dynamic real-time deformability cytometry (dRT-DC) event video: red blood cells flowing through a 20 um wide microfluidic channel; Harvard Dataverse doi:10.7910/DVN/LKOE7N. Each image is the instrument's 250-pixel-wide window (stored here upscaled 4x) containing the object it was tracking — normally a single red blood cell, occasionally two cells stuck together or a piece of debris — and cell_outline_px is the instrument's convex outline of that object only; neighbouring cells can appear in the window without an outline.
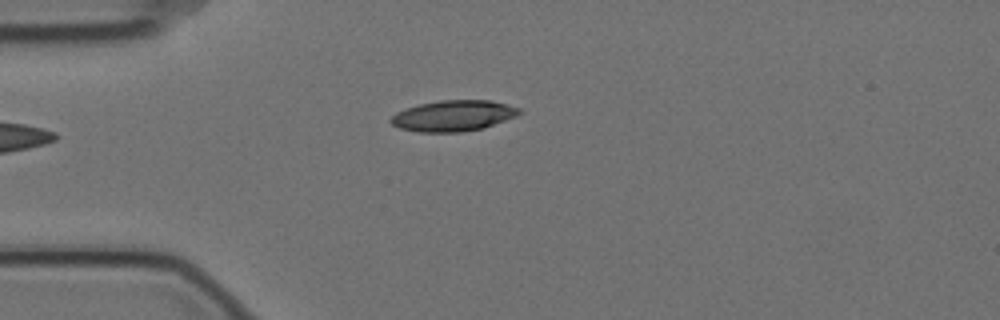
{"species": "Egyptian fruit bat (a non-hibernating species)", "species_latin": "Rousettus aegyptiacus", "temperature_condition": "cold", "stored_images_in_passage": 4, "camera_frame_rate_fps": 3000, "um_per_image_px": 0.085, "animal": {"sex": "female"}, "frame": {"image": 1, "passage_image": 4, "time_ms": 1.0, "image_size_px": [1000, 320], "cell_outline_px": [[524, 112], [516, 116], [484, 128], [460, 132], [420, 132], [400, 128], [392, 124], [388, 120], [396, 112], [420, 104], [440, 100], [492, 100], [508, 104], [520, 108]], "centroid_in_image_um": [38.57, 9.83], "position_along_channel_um": 46.4, "area_um2": 23.18}}